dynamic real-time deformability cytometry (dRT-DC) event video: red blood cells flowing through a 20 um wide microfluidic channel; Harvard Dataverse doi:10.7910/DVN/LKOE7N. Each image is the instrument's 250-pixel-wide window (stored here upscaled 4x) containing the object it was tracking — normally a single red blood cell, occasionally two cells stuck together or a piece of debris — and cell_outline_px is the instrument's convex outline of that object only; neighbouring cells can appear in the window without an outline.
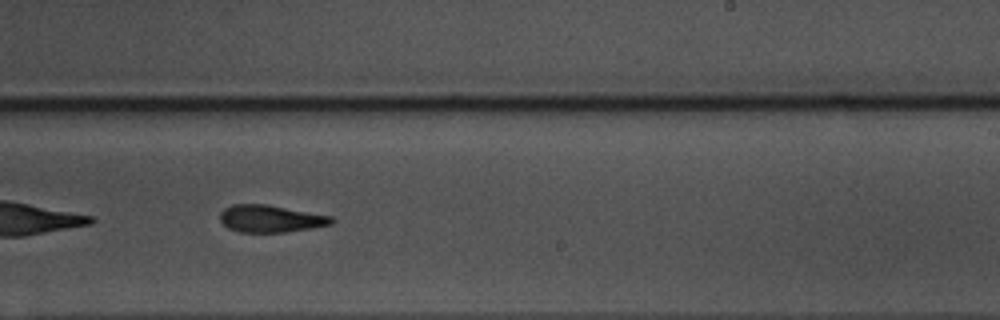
{"species": "common noctule bat (a hibernating species)", "species_latin": "Nyctalus noctula", "temperature_condition": "warm", "stored_images_in_passage": 41, "camera_frame_rate_fps": 3000, "um_per_image_px": 0.085, "animal": {"sex": "male", "body_mass_g": 17.5, "forearm_length_mm": 52.3}, "frame": {"image": 1, "passage_image": 18, "time_ms": 5.667, "image_size_px": [1000, 320], "cell_outline_px": [[336, 220], [332, 224], [312, 228], [284, 232], [240, 232], [228, 228], [220, 220], [220, 212], [224, 208], [232, 204], [268, 204], [332, 216]], "centroid_in_image_um": [23.01, 18.58], "position_along_channel_um": 266.0, "area_um2": 17.8}, "authors_computed_cell_mechanics": {"area_um2": 18.1492, "velocity_mm_per_s": 3.5897, "shape_relaxation_time_tau1_ms": 5.738, "shape_relaxation_time_tau2_ms": 5.043, "deformation_change_tau1": 0.2163, "deformation_change_tau2": 0.1604}}